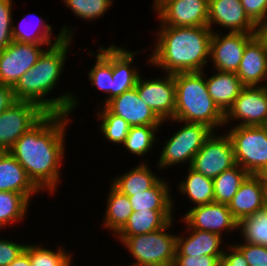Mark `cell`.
<instances>
[{"label":"cell","mask_w":267,"mask_h":266,"mask_svg":"<svg viewBox=\"0 0 267 266\" xmlns=\"http://www.w3.org/2000/svg\"><path fill=\"white\" fill-rule=\"evenodd\" d=\"M67 117L68 114L47 113L8 151L39 190L48 188L54 193L59 184Z\"/></svg>","instance_id":"6da1fadb"},{"label":"cell","mask_w":267,"mask_h":266,"mask_svg":"<svg viewBox=\"0 0 267 266\" xmlns=\"http://www.w3.org/2000/svg\"><path fill=\"white\" fill-rule=\"evenodd\" d=\"M60 31L50 48L42 53L32 68L12 87L16 100L35 103L49 114H69L77 103L76 97L69 92L58 98L46 97L59 80L72 41L69 27L65 26Z\"/></svg>","instance_id":"7a4b0ae2"},{"label":"cell","mask_w":267,"mask_h":266,"mask_svg":"<svg viewBox=\"0 0 267 266\" xmlns=\"http://www.w3.org/2000/svg\"><path fill=\"white\" fill-rule=\"evenodd\" d=\"M212 33L201 26H161L158 44L148 61L168 74L202 72L210 55Z\"/></svg>","instance_id":"3957f363"},{"label":"cell","mask_w":267,"mask_h":266,"mask_svg":"<svg viewBox=\"0 0 267 266\" xmlns=\"http://www.w3.org/2000/svg\"><path fill=\"white\" fill-rule=\"evenodd\" d=\"M202 72L174 74L176 85L173 121L201 123L212 130L225 124V113L208 93Z\"/></svg>","instance_id":"277c9868"},{"label":"cell","mask_w":267,"mask_h":266,"mask_svg":"<svg viewBox=\"0 0 267 266\" xmlns=\"http://www.w3.org/2000/svg\"><path fill=\"white\" fill-rule=\"evenodd\" d=\"M172 222L152 233L118 238L136 260L131 266H173L177 236L166 232Z\"/></svg>","instance_id":"5b68a950"},{"label":"cell","mask_w":267,"mask_h":266,"mask_svg":"<svg viewBox=\"0 0 267 266\" xmlns=\"http://www.w3.org/2000/svg\"><path fill=\"white\" fill-rule=\"evenodd\" d=\"M234 148L236 164L249 174L267 166V130L263 126H234L227 134Z\"/></svg>","instance_id":"8992f818"},{"label":"cell","mask_w":267,"mask_h":266,"mask_svg":"<svg viewBox=\"0 0 267 266\" xmlns=\"http://www.w3.org/2000/svg\"><path fill=\"white\" fill-rule=\"evenodd\" d=\"M182 129L177 131L163 147L159 158V167L166 168L180 162L189 161L191 166L193 157L202 148L204 142L214 132L205 124L184 122Z\"/></svg>","instance_id":"52a82bcc"},{"label":"cell","mask_w":267,"mask_h":266,"mask_svg":"<svg viewBox=\"0 0 267 266\" xmlns=\"http://www.w3.org/2000/svg\"><path fill=\"white\" fill-rule=\"evenodd\" d=\"M47 113L37 104L16 100L0 113V151L8 152L14 143Z\"/></svg>","instance_id":"ba28073f"},{"label":"cell","mask_w":267,"mask_h":266,"mask_svg":"<svg viewBox=\"0 0 267 266\" xmlns=\"http://www.w3.org/2000/svg\"><path fill=\"white\" fill-rule=\"evenodd\" d=\"M235 165L234 148L230 137L227 134L217 137L212 133L193 157L190 167L202 175L214 179Z\"/></svg>","instance_id":"9c48e42d"},{"label":"cell","mask_w":267,"mask_h":266,"mask_svg":"<svg viewBox=\"0 0 267 266\" xmlns=\"http://www.w3.org/2000/svg\"><path fill=\"white\" fill-rule=\"evenodd\" d=\"M42 46L13 41L0 51V83L13 87L45 51Z\"/></svg>","instance_id":"30bf717a"},{"label":"cell","mask_w":267,"mask_h":266,"mask_svg":"<svg viewBox=\"0 0 267 266\" xmlns=\"http://www.w3.org/2000/svg\"><path fill=\"white\" fill-rule=\"evenodd\" d=\"M209 0H167L156 12L161 26L208 27Z\"/></svg>","instance_id":"8fae6325"},{"label":"cell","mask_w":267,"mask_h":266,"mask_svg":"<svg viewBox=\"0 0 267 266\" xmlns=\"http://www.w3.org/2000/svg\"><path fill=\"white\" fill-rule=\"evenodd\" d=\"M240 119L241 126H263L267 119V86H245L225 113L229 119Z\"/></svg>","instance_id":"7c38bea8"},{"label":"cell","mask_w":267,"mask_h":266,"mask_svg":"<svg viewBox=\"0 0 267 266\" xmlns=\"http://www.w3.org/2000/svg\"><path fill=\"white\" fill-rule=\"evenodd\" d=\"M140 98L147 104L163 121L174 119L176 85L174 74H168L163 80H142L139 76L136 87Z\"/></svg>","instance_id":"4fadbf2b"},{"label":"cell","mask_w":267,"mask_h":266,"mask_svg":"<svg viewBox=\"0 0 267 266\" xmlns=\"http://www.w3.org/2000/svg\"><path fill=\"white\" fill-rule=\"evenodd\" d=\"M257 33L228 32L221 37L212 33L210 58L217 71L236 73L247 42Z\"/></svg>","instance_id":"5bb4252c"},{"label":"cell","mask_w":267,"mask_h":266,"mask_svg":"<svg viewBox=\"0 0 267 266\" xmlns=\"http://www.w3.org/2000/svg\"><path fill=\"white\" fill-rule=\"evenodd\" d=\"M189 229L213 232L219 235L223 230L238 229V221L233 217L227 204L212 202L193 207L184 215Z\"/></svg>","instance_id":"9a60e30c"},{"label":"cell","mask_w":267,"mask_h":266,"mask_svg":"<svg viewBox=\"0 0 267 266\" xmlns=\"http://www.w3.org/2000/svg\"><path fill=\"white\" fill-rule=\"evenodd\" d=\"M104 105L111 113L122 117L131 127L161 126L164 122L144 103L136 88L123 92Z\"/></svg>","instance_id":"2e32d148"},{"label":"cell","mask_w":267,"mask_h":266,"mask_svg":"<svg viewBox=\"0 0 267 266\" xmlns=\"http://www.w3.org/2000/svg\"><path fill=\"white\" fill-rule=\"evenodd\" d=\"M236 75L247 87L267 80V40L260 32L247 42Z\"/></svg>","instance_id":"e0dca14e"},{"label":"cell","mask_w":267,"mask_h":266,"mask_svg":"<svg viewBox=\"0 0 267 266\" xmlns=\"http://www.w3.org/2000/svg\"><path fill=\"white\" fill-rule=\"evenodd\" d=\"M226 27L230 32L259 33L260 29L249 19L241 0H209L208 28L212 24Z\"/></svg>","instance_id":"ac0fdd59"},{"label":"cell","mask_w":267,"mask_h":266,"mask_svg":"<svg viewBox=\"0 0 267 266\" xmlns=\"http://www.w3.org/2000/svg\"><path fill=\"white\" fill-rule=\"evenodd\" d=\"M266 205V192L259 179L249 174L228 204L233 217L239 222Z\"/></svg>","instance_id":"d6986e66"},{"label":"cell","mask_w":267,"mask_h":266,"mask_svg":"<svg viewBox=\"0 0 267 266\" xmlns=\"http://www.w3.org/2000/svg\"><path fill=\"white\" fill-rule=\"evenodd\" d=\"M0 191L23 194L29 201L34 193L40 192L25 169L9 152L0 154Z\"/></svg>","instance_id":"ffe728a7"},{"label":"cell","mask_w":267,"mask_h":266,"mask_svg":"<svg viewBox=\"0 0 267 266\" xmlns=\"http://www.w3.org/2000/svg\"><path fill=\"white\" fill-rule=\"evenodd\" d=\"M192 230L188 238H183L182 235L177 237L175 256H223V249H219L222 235L197 229Z\"/></svg>","instance_id":"44dd1931"},{"label":"cell","mask_w":267,"mask_h":266,"mask_svg":"<svg viewBox=\"0 0 267 266\" xmlns=\"http://www.w3.org/2000/svg\"><path fill=\"white\" fill-rule=\"evenodd\" d=\"M205 82L209 95L224 113L233 105L245 87L233 72L218 71Z\"/></svg>","instance_id":"7402d4cb"},{"label":"cell","mask_w":267,"mask_h":266,"mask_svg":"<svg viewBox=\"0 0 267 266\" xmlns=\"http://www.w3.org/2000/svg\"><path fill=\"white\" fill-rule=\"evenodd\" d=\"M172 219V210L133 211L116 235L130 237L152 233L164 228Z\"/></svg>","instance_id":"603a6c76"},{"label":"cell","mask_w":267,"mask_h":266,"mask_svg":"<svg viewBox=\"0 0 267 266\" xmlns=\"http://www.w3.org/2000/svg\"><path fill=\"white\" fill-rule=\"evenodd\" d=\"M135 54V52L112 45L113 98L136 87L140 73L129 67Z\"/></svg>","instance_id":"cb8c5ba5"},{"label":"cell","mask_w":267,"mask_h":266,"mask_svg":"<svg viewBox=\"0 0 267 266\" xmlns=\"http://www.w3.org/2000/svg\"><path fill=\"white\" fill-rule=\"evenodd\" d=\"M168 185L159 180L151 189L128 196L133 211L173 210V200Z\"/></svg>","instance_id":"d4e9b609"},{"label":"cell","mask_w":267,"mask_h":266,"mask_svg":"<svg viewBox=\"0 0 267 266\" xmlns=\"http://www.w3.org/2000/svg\"><path fill=\"white\" fill-rule=\"evenodd\" d=\"M112 184L122 194L133 196V193H140L151 189L159 180L147 164H140L121 177L114 179Z\"/></svg>","instance_id":"484cf974"},{"label":"cell","mask_w":267,"mask_h":266,"mask_svg":"<svg viewBox=\"0 0 267 266\" xmlns=\"http://www.w3.org/2000/svg\"><path fill=\"white\" fill-rule=\"evenodd\" d=\"M110 188L104 226L117 233L126 224L133 208L127 195L122 194L113 185Z\"/></svg>","instance_id":"4316f807"},{"label":"cell","mask_w":267,"mask_h":266,"mask_svg":"<svg viewBox=\"0 0 267 266\" xmlns=\"http://www.w3.org/2000/svg\"><path fill=\"white\" fill-rule=\"evenodd\" d=\"M179 185V190L189 196L196 206L214 202L213 179L193 170L189 166L188 176Z\"/></svg>","instance_id":"83f0119b"},{"label":"cell","mask_w":267,"mask_h":266,"mask_svg":"<svg viewBox=\"0 0 267 266\" xmlns=\"http://www.w3.org/2000/svg\"><path fill=\"white\" fill-rule=\"evenodd\" d=\"M249 173L238 164L213 179L214 202L229 204Z\"/></svg>","instance_id":"f1b7e54d"},{"label":"cell","mask_w":267,"mask_h":266,"mask_svg":"<svg viewBox=\"0 0 267 266\" xmlns=\"http://www.w3.org/2000/svg\"><path fill=\"white\" fill-rule=\"evenodd\" d=\"M98 52L95 54L96 63L88 76L91 84L108 93L109 96L104 101L106 104L113 99L112 46L106 49L101 47Z\"/></svg>","instance_id":"f546056e"},{"label":"cell","mask_w":267,"mask_h":266,"mask_svg":"<svg viewBox=\"0 0 267 266\" xmlns=\"http://www.w3.org/2000/svg\"><path fill=\"white\" fill-rule=\"evenodd\" d=\"M246 243L267 246V206L238 222Z\"/></svg>","instance_id":"4dcf8cb0"},{"label":"cell","mask_w":267,"mask_h":266,"mask_svg":"<svg viewBox=\"0 0 267 266\" xmlns=\"http://www.w3.org/2000/svg\"><path fill=\"white\" fill-rule=\"evenodd\" d=\"M28 204L23 194L0 191V228L25 217Z\"/></svg>","instance_id":"1f68e13d"},{"label":"cell","mask_w":267,"mask_h":266,"mask_svg":"<svg viewBox=\"0 0 267 266\" xmlns=\"http://www.w3.org/2000/svg\"><path fill=\"white\" fill-rule=\"evenodd\" d=\"M159 126H133L130 127L124 145L135 155H144L152 149L155 143V131Z\"/></svg>","instance_id":"d6a6232c"},{"label":"cell","mask_w":267,"mask_h":266,"mask_svg":"<svg viewBox=\"0 0 267 266\" xmlns=\"http://www.w3.org/2000/svg\"><path fill=\"white\" fill-rule=\"evenodd\" d=\"M103 108L97 115L103 121L100 125L103 136L113 143L123 144L131 126L122 117L111 113L104 106Z\"/></svg>","instance_id":"836d02e7"},{"label":"cell","mask_w":267,"mask_h":266,"mask_svg":"<svg viewBox=\"0 0 267 266\" xmlns=\"http://www.w3.org/2000/svg\"><path fill=\"white\" fill-rule=\"evenodd\" d=\"M58 251L42 248L41 246L26 245L25 251L29 254L31 266H70L71 255L62 248Z\"/></svg>","instance_id":"e575fe53"},{"label":"cell","mask_w":267,"mask_h":266,"mask_svg":"<svg viewBox=\"0 0 267 266\" xmlns=\"http://www.w3.org/2000/svg\"><path fill=\"white\" fill-rule=\"evenodd\" d=\"M75 15L84 20H93L104 15L113 4L112 0H64Z\"/></svg>","instance_id":"d590c367"},{"label":"cell","mask_w":267,"mask_h":266,"mask_svg":"<svg viewBox=\"0 0 267 266\" xmlns=\"http://www.w3.org/2000/svg\"><path fill=\"white\" fill-rule=\"evenodd\" d=\"M26 18L22 17L21 21L23 22ZM41 23V24H40ZM40 26L43 27V32L39 30V32H33L32 34L30 32H27V29L24 30V28L16 27L13 25L12 27V38L13 41H19V42H26V43H34L39 45L47 44L50 47L51 44V33L52 32V26L49 24L43 23V20H39Z\"/></svg>","instance_id":"8d00e7d4"},{"label":"cell","mask_w":267,"mask_h":266,"mask_svg":"<svg viewBox=\"0 0 267 266\" xmlns=\"http://www.w3.org/2000/svg\"><path fill=\"white\" fill-rule=\"evenodd\" d=\"M12 0H0V51L12 42Z\"/></svg>","instance_id":"74e56055"},{"label":"cell","mask_w":267,"mask_h":266,"mask_svg":"<svg viewBox=\"0 0 267 266\" xmlns=\"http://www.w3.org/2000/svg\"><path fill=\"white\" fill-rule=\"evenodd\" d=\"M234 246L243 254L248 266H267V246L246 242Z\"/></svg>","instance_id":"f35d334b"},{"label":"cell","mask_w":267,"mask_h":266,"mask_svg":"<svg viewBox=\"0 0 267 266\" xmlns=\"http://www.w3.org/2000/svg\"><path fill=\"white\" fill-rule=\"evenodd\" d=\"M241 4L259 29L267 22V0H241Z\"/></svg>","instance_id":"ab89813d"},{"label":"cell","mask_w":267,"mask_h":266,"mask_svg":"<svg viewBox=\"0 0 267 266\" xmlns=\"http://www.w3.org/2000/svg\"><path fill=\"white\" fill-rule=\"evenodd\" d=\"M26 245L0 239V266H9L25 250Z\"/></svg>","instance_id":"60d3db41"},{"label":"cell","mask_w":267,"mask_h":266,"mask_svg":"<svg viewBox=\"0 0 267 266\" xmlns=\"http://www.w3.org/2000/svg\"><path fill=\"white\" fill-rule=\"evenodd\" d=\"M222 257L215 256H175L173 266H219Z\"/></svg>","instance_id":"b9f144b4"},{"label":"cell","mask_w":267,"mask_h":266,"mask_svg":"<svg viewBox=\"0 0 267 266\" xmlns=\"http://www.w3.org/2000/svg\"><path fill=\"white\" fill-rule=\"evenodd\" d=\"M230 250L231 254L224 251L219 266H248L243 254L234 245L230 246Z\"/></svg>","instance_id":"7bdbcfd3"},{"label":"cell","mask_w":267,"mask_h":266,"mask_svg":"<svg viewBox=\"0 0 267 266\" xmlns=\"http://www.w3.org/2000/svg\"><path fill=\"white\" fill-rule=\"evenodd\" d=\"M16 101L12 87L0 83V113Z\"/></svg>","instance_id":"ee69618b"},{"label":"cell","mask_w":267,"mask_h":266,"mask_svg":"<svg viewBox=\"0 0 267 266\" xmlns=\"http://www.w3.org/2000/svg\"><path fill=\"white\" fill-rule=\"evenodd\" d=\"M9 266H31L29 254L24 250Z\"/></svg>","instance_id":"f6af8a7d"},{"label":"cell","mask_w":267,"mask_h":266,"mask_svg":"<svg viewBox=\"0 0 267 266\" xmlns=\"http://www.w3.org/2000/svg\"><path fill=\"white\" fill-rule=\"evenodd\" d=\"M260 181L261 186L267 191V166L261 168L256 174H254Z\"/></svg>","instance_id":"bcb514c9"},{"label":"cell","mask_w":267,"mask_h":266,"mask_svg":"<svg viewBox=\"0 0 267 266\" xmlns=\"http://www.w3.org/2000/svg\"><path fill=\"white\" fill-rule=\"evenodd\" d=\"M260 33L266 38L267 40V22L260 28Z\"/></svg>","instance_id":"7dc6e473"},{"label":"cell","mask_w":267,"mask_h":266,"mask_svg":"<svg viewBox=\"0 0 267 266\" xmlns=\"http://www.w3.org/2000/svg\"><path fill=\"white\" fill-rule=\"evenodd\" d=\"M167 0H155L154 2V7L155 9L154 10H157L163 3H165Z\"/></svg>","instance_id":"c3c4849f"},{"label":"cell","mask_w":267,"mask_h":266,"mask_svg":"<svg viewBox=\"0 0 267 266\" xmlns=\"http://www.w3.org/2000/svg\"><path fill=\"white\" fill-rule=\"evenodd\" d=\"M263 127L267 130V119H266V122L264 123Z\"/></svg>","instance_id":"681fc988"}]
</instances>
